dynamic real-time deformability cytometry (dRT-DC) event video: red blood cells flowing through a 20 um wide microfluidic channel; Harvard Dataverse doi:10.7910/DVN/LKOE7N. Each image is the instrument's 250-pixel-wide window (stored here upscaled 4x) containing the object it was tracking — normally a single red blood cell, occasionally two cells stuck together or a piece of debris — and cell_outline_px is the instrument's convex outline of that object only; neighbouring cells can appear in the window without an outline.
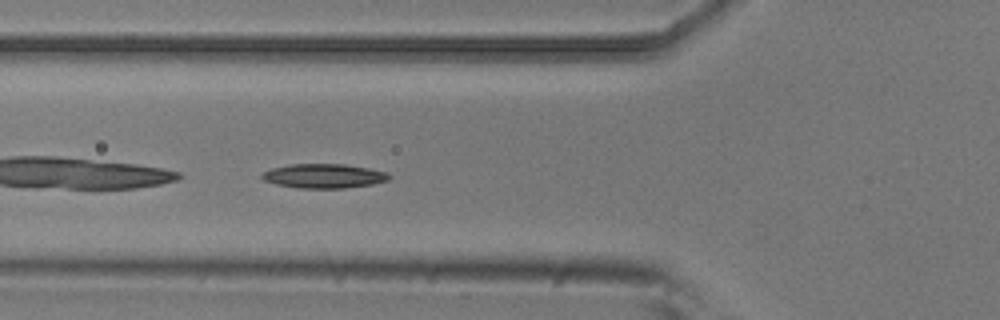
{"species": "common noctule bat (a hibernating species)", "species_latin": "Nyctalus noctula", "temperature_condition": "room temperature", "stored_images_in_passage": 4, "camera_frame_rate_fps": 3000, "um_per_image_px": 0.085, "animal": {"sex": "male", "body_mass_g": 20.5, "forearm_length_mm": 52.5}, "frame": {"image": 1, "passage_image": 4, "time_ms": 1.0, "image_size_px": [1000, 320], "cell_outline_px": [[392, 176], [388, 180], [372, 184], [344, 188], [300, 188], [276, 184], [264, 180], [260, 176], [264, 172], [272, 168], [288, 164], [344, 164], [368, 168], [388, 172]], "centroid_in_image_um": [27.54, 14.95], "position_along_channel_um": 98.3, "area_um2": 17.98}}